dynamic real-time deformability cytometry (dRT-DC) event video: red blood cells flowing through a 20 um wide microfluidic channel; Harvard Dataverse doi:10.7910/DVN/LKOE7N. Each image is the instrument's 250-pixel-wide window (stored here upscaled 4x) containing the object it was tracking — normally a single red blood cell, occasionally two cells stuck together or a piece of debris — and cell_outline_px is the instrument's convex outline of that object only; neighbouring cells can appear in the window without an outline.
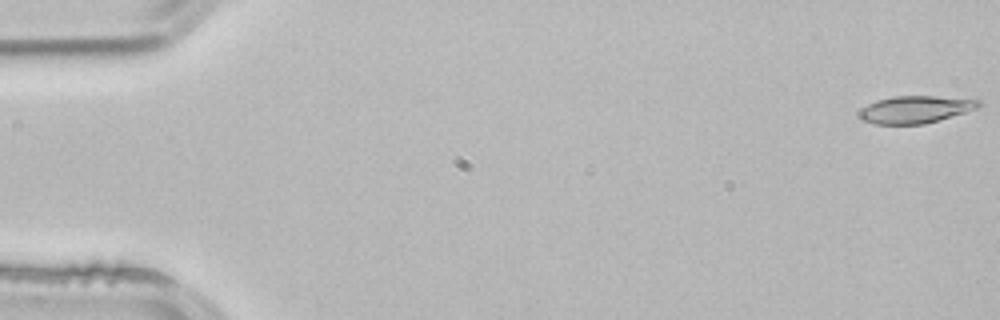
{"species": "common noctule bat (a hibernating species)", "species_latin": "Nyctalus noctula", "temperature_condition": "room temperature", "stored_images_in_passage": 11, "camera_frame_rate_fps": 3000, "um_per_image_px": 0.085, "animal": {"sex": "male", "body_mass_g": 21.5, "forearm_length_mm": 52.0}, "frame": {"image": 1, "passage_image": 1, "time_ms": 0.0, "image_size_px": [1000, 320], "cell_outline_px": [[984, 104], [976, 108], [964, 112], [924, 124], [876, 124], [864, 120], [860, 116], [860, 108], [876, 100], [892, 96], [936, 96], [980, 100]], "centroid_in_image_um": [77.8, 9.29], "position_along_channel_um": 7.2, "area_um2": 18.79}}